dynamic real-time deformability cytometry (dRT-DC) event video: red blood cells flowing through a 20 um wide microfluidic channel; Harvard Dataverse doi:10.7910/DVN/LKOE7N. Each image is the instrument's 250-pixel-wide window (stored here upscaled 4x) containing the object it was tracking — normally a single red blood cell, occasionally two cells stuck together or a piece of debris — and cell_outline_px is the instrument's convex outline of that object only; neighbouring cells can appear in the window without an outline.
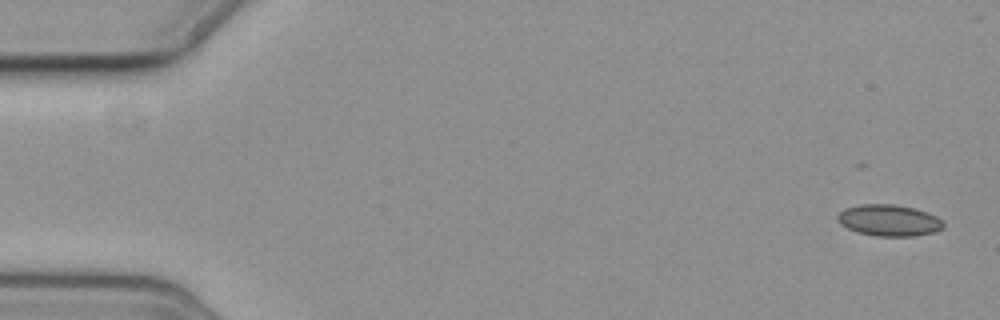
{"species": "common noctule bat (a hibernating species)", "species_latin": "Nyctalus noctula", "temperature_condition": "cold", "stored_images_in_passage": 6, "camera_frame_rate_fps": 3000, "um_per_image_px": 0.085, "animal": {"sex": "female", "body_mass_g": 19.3, "forearm_length_mm": 54.1}, "frame": {"image": 1, "passage_image": 1, "time_ms": 0.0, "image_size_px": [1000, 320], "cell_outline_px": [[944, 228], [936, 232], [912, 236], [876, 236], [856, 232], [840, 224], [836, 220], [836, 216], [844, 208], [860, 204], [896, 204], [928, 212], [944, 220]], "centroid_in_image_um": [75.57, 18.73], "position_along_channel_um": 9.4, "area_um2": 19.65}}
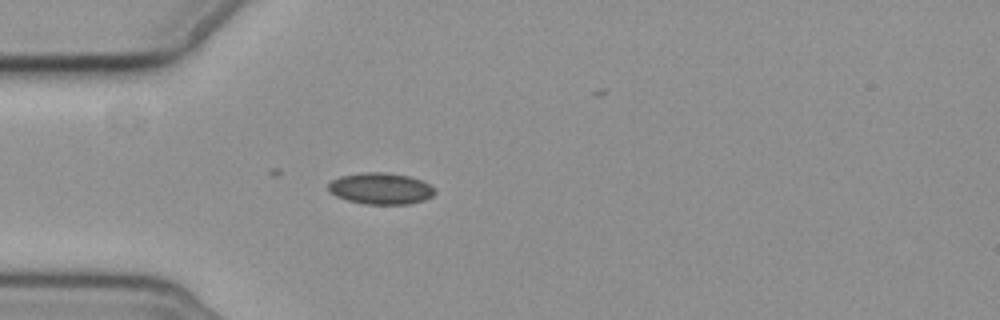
{"frame": {"image": 2, "passage_image": 4, "time_ms": 5.0, "image_size_px": [1000, 320], "cell_outline_px": [[436, 192], [432, 196], [424, 200], [408, 204], [364, 204], [348, 200], [336, 196], [328, 192], [328, 184], [332, 180], [340, 176], [364, 172], [384, 172], [408, 176], [420, 180], [436, 188]], "centroid_in_image_um": [32.35, 16.03], "position_along_channel_um": 52.7, "area_um2": 19.54}}